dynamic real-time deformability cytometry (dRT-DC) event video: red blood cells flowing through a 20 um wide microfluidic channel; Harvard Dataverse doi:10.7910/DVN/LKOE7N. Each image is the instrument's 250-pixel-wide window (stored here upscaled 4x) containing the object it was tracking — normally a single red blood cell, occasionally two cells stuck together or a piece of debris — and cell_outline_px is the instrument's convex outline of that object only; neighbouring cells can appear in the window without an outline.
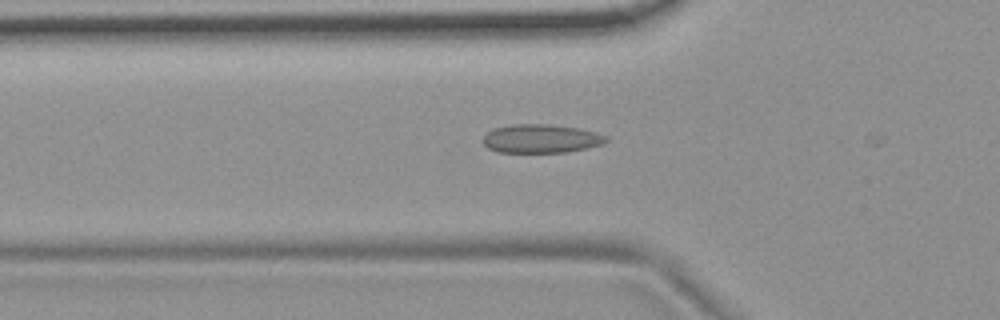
{"species": "common noctule bat (a hibernating species)", "species_latin": "Nyctalus noctula", "temperature_condition": "room temperature", "stored_images_in_passage": 15, "camera_frame_rate_fps": 3000, "um_per_image_px": 0.085, "animal": {"sex": "female", "body_mass_g": 19.9}, "frame": {"image": 1, "passage_image": 14, "time_ms": 4.333, "image_size_px": [1000, 320], "cell_outline_px": [[608, 140], [604, 144], [564, 152], [496, 152], [488, 148], [484, 144], [484, 136], [492, 128], [512, 124], [548, 124], [580, 128], [596, 132], [608, 136]], "centroid_in_image_um": [45.99, 11.77], "position_along_channel_um": 79.8, "area_um2": 20.58}}